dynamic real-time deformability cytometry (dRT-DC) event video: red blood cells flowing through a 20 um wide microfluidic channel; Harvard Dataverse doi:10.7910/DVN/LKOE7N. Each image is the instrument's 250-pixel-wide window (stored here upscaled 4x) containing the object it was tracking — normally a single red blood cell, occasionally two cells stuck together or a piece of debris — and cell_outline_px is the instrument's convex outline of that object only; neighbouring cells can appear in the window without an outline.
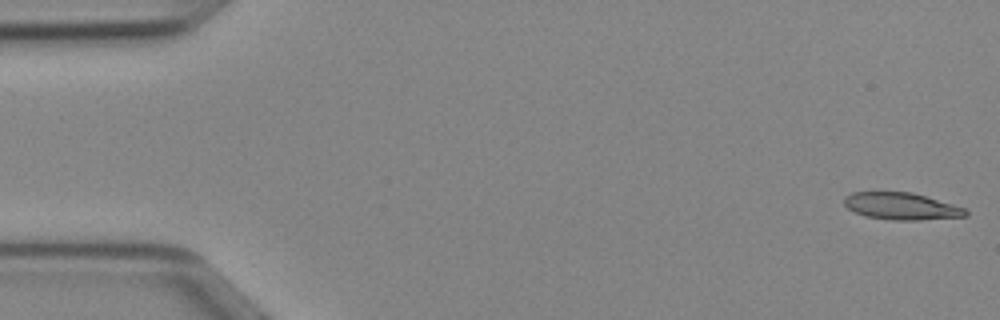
{"species": "Egyptian fruit bat (a non-hibernating species)", "species_latin": "Rousettus aegyptiacus", "temperature_condition": "cold", "stored_images_in_passage": 50, "camera_frame_rate_fps": 3000, "um_per_image_px": 0.085, "animal": {"sex": "female"}, "frame": {"image": 1, "passage_image": 1, "time_ms": 0.0, "image_size_px": [1000, 320], "cell_outline_px": [[968, 216], [920, 220], [892, 220], [864, 216], [848, 208], [844, 204], [844, 196], [852, 192], [912, 192], [952, 204], [964, 208], [968, 212]], "centroid_in_image_um": [76.6, 17.53], "position_along_channel_um": 8.4, "area_um2": 19.07}}
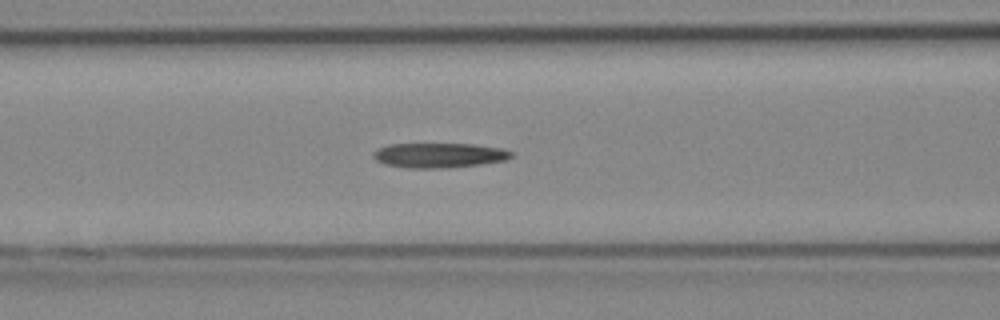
{"frame": {"image": 2, "passage_image": 20, "time_ms": 6.333, "image_size_px": [1000, 320], "cell_outline_px": [[516, 156], [508, 160], [480, 164], [444, 168], [408, 168], [384, 164], [376, 160], [372, 156], [372, 152], [376, 148], [388, 144], [472, 144], [500, 148], [512, 152]], "centroid_in_image_um": [37.31, 13.2], "position_along_channel_um": 129.3, "area_um2": 20.11}}
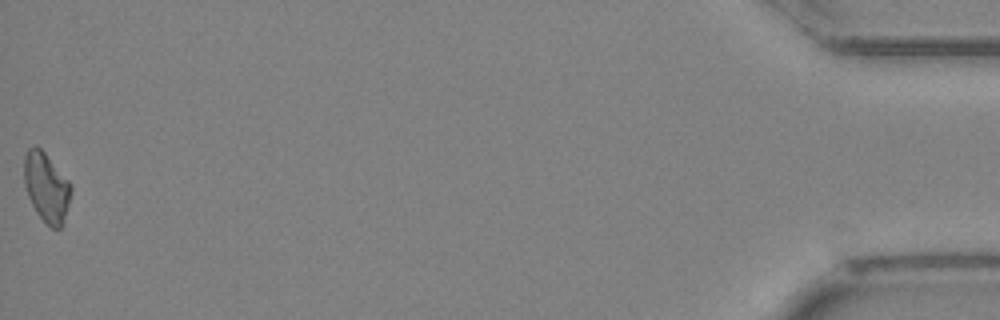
{"frame": {"image": 3, "passage_image": 50, "time_ms": 16.333, "image_size_px": [1000, 320], "cell_outline_px": [[72, 192], [64, 224], [60, 228], [52, 228], [36, 212], [28, 196], [24, 184], [24, 156], [28, 148], [36, 144], [44, 152], [72, 184]], "centroid_in_image_um": [3.96, 15.91], "position_along_channel_um": 431.2, "area_um2": 19.07}}